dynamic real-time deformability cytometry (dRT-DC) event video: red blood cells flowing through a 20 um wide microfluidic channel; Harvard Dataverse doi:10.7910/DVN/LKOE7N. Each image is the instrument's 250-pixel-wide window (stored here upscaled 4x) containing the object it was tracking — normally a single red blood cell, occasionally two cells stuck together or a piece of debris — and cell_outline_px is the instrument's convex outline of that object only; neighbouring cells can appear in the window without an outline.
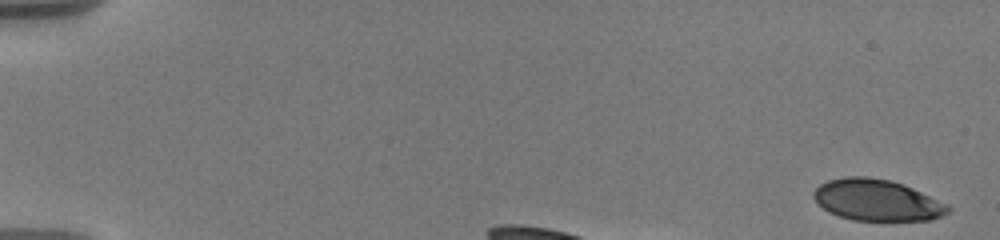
{"species": "human", "species_latin": "Homo sapiens", "temperature_condition": "warm", "stored_images_in_passage": 33, "camera_frame_rate_fps": 3000, "um_per_image_px": 0.085, "donor": {"sex": "male"}, "frame": {"image": 1, "passage_image": 1, "time_ms": 0.0, "image_size_px": [1000, 240], "cell_outline_px": [[952, 208], [948, 212], [932, 220], [852, 220], [828, 212], [816, 204], [812, 196], [812, 192], [820, 184], [828, 180], [844, 176], [868, 176], [888, 180], [904, 184], [948, 204]], "centroid_in_image_um": [74.5, 17.0], "position_along_channel_um": 10.5, "area_um2": 32.6}}
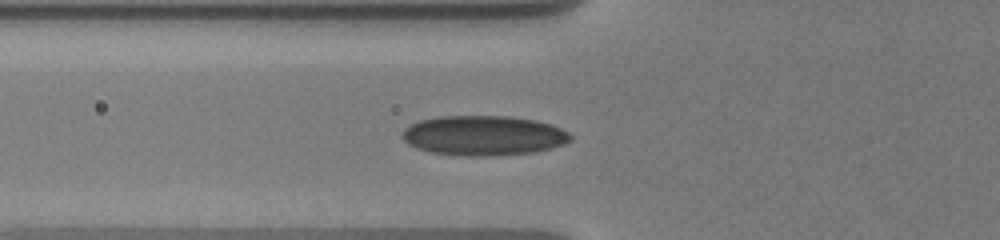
{"frame": {"image": 2, "passage_image": 15, "time_ms": 6.667, "image_size_px": [1000, 240], "cell_outline_px": [[572, 140], [564, 144], [552, 148], [532, 152], [484, 156], [468, 156], [432, 152], [416, 148], [408, 144], [404, 140], [404, 128], [420, 120], [440, 116], [508, 116], [536, 120], [552, 124], [568, 132], [572, 136]], "centroid_in_image_um": [41.14, 11.51], "position_along_channel_um": 84.7, "area_um2": 38.9}}
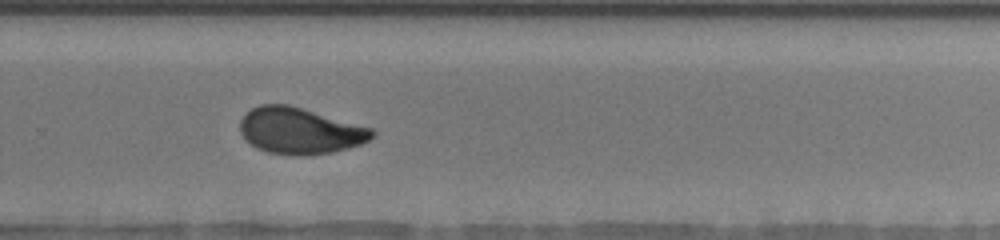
{"frame": {"image": 3, "passage_image": 24, "time_ms": 12.667, "image_size_px": [1000, 240], "cell_outline_px": [[376, 136], [360, 144], [348, 148], [332, 152], [304, 156], [300, 156], [268, 152], [256, 148], [240, 132], [240, 120], [252, 108], [260, 104], [288, 104], [372, 128], [376, 132]], "centroid_in_image_um": [25.51, 11.12], "position_along_channel_um": 304.3, "area_um2": 35.43}, "authors_computed_cell_mechanics": {"area_um2": 34.7378, "velocity_mm_per_s": 3.6568, "shape_relaxation_time_tau1_ms": 6.3197, "shape_relaxation_time_tau2_ms": 1.3493, "deformation_change_tau1": 0.1734, "deformation_change_tau2": 0.0589}}